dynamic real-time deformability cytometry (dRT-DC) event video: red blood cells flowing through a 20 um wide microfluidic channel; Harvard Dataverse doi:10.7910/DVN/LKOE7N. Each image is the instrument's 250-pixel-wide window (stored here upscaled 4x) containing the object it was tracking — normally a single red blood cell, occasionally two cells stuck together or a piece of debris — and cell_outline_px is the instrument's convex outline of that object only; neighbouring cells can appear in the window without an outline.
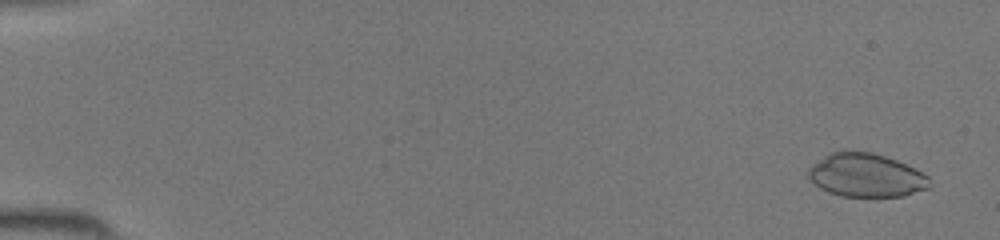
{"species": "common noctule bat (a hibernating species)", "species_latin": "Nyctalus noctula", "temperature_condition": "room temperature", "stored_images_in_passage": 45, "camera_frame_rate_fps": 3000, "um_per_image_px": 0.085, "animal": {"sex": "female", "body_mass_g": 19.5, "forearm_length_mm": 54.1}, "frame": {"image": 1, "passage_image": 3, "time_ms": 0.667, "image_size_px": [1000, 240], "cell_outline_px": [[928, 188], [904, 196], [844, 196], [828, 192], [820, 188], [808, 176], [808, 168], [812, 164], [824, 156], [832, 152], [844, 148], [872, 152], [896, 160], [928, 176]], "centroid_in_image_um": [73.56, 14.87], "position_along_channel_um": 11.4, "area_um2": 30.63}}
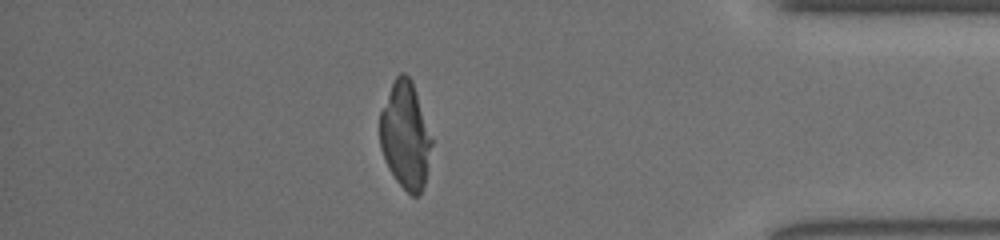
{"frame": {"image": 2, "passage_image": 40, "time_ms": 13.0, "image_size_px": [1000, 240], "cell_outline_px": [[432, 144], [424, 184], [420, 196], [412, 196], [396, 180], [388, 168], [384, 160], [380, 148], [380, 112], [392, 84], [396, 76], [400, 72], [404, 72], [412, 80], [432, 140]], "centroid_in_image_um": [34.44, 11.53], "position_along_channel_um": 400.8, "area_um2": 31.96}}